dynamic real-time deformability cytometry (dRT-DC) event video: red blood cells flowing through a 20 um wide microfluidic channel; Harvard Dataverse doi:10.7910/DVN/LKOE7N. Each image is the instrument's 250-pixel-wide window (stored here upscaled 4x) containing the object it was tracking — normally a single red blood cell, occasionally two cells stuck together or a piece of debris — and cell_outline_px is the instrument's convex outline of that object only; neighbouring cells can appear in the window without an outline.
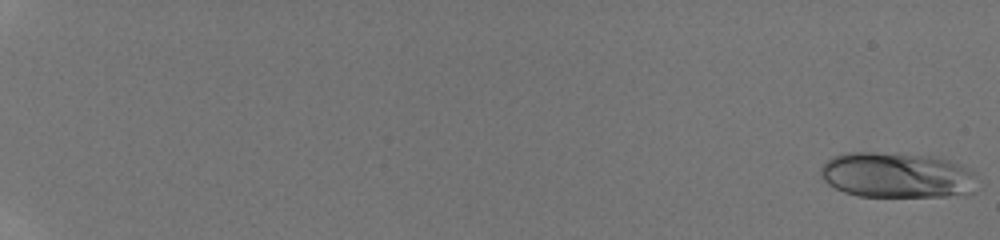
{"species": "human", "species_latin": "Homo sapiens", "temperature_condition": "room temperature", "stored_images_in_passage": 53, "camera_frame_rate_fps": 3000, "um_per_image_px": 0.085, "donor": {"sex": "male"}, "frame": {"image": 1, "passage_image": 1, "time_ms": 0.0, "image_size_px": [1000, 240], "cell_outline_px": [[976, 176], [972, 192], [968, 196], [856, 196], [844, 192], [828, 184], [820, 176], [820, 168], [832, 156], [848, 152], [896, 152], [932, 156], [948, 160], [960, 164], [968, 168]], "centroid_in_image_um": [76.24, 14.88], "position_along_channel_um": 8.8, "area_um2": 42.02}}
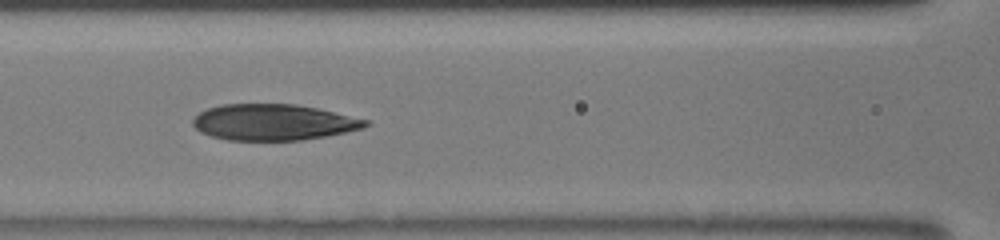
{"frame": {"image": 2, "passage_image": 28, "time_ms": 9.0, "image_size_px": [1000, 240], "cell_outline_px": [[372, 124], [364, 128], [328, 136], [304, 140], [228, 140], [212, 136], [200, 132], [192, 124], [192, 120], [200, 112], [208, 108], [220, 104], [296, 104], [316, 108], [372, 120]], "centroid_in_image_um": [23.3, 10.39], "position_along_channel_um": 143.3, "area_um2": 36.59}}
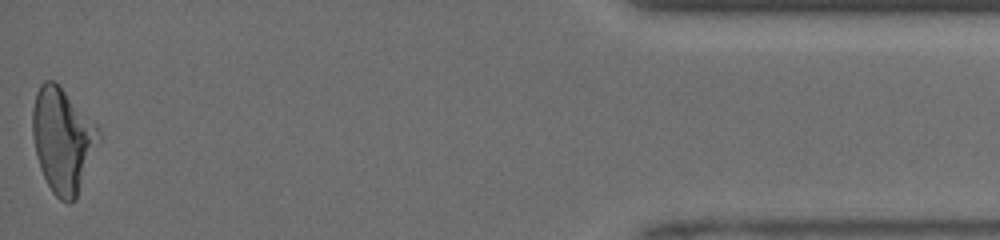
{"frame": {"image": 3, "passage_image": 53, "time_ms": 17.333, "image_size_px": [1000, 240], "cell_outline_px": [[100, 140], [76, 200], [68, 204], [60, 200], [52, 192], [40, 168], [36, 156], [32, 136], [32, 108], [36, 92], [40, 84], [44, 80], [52, 80], [96, 124], [100, 132]], "centroid_in_image_um": [5.31, 11.95], "position_along_channel_um": 429.9, "area_um2": 40.11}, "authors_computed_cell_mechanics": {"area_um2": 37.5122, "velocity_mm_per_s": 4.2122, "shape_relaxation_time_tau1_ms": 5.1505, "shape_relaxation_time_tau2_ms": 1.8553, "deformation_change_tau1": 0.1787, "deformation_change_tau2": 0.0939}}